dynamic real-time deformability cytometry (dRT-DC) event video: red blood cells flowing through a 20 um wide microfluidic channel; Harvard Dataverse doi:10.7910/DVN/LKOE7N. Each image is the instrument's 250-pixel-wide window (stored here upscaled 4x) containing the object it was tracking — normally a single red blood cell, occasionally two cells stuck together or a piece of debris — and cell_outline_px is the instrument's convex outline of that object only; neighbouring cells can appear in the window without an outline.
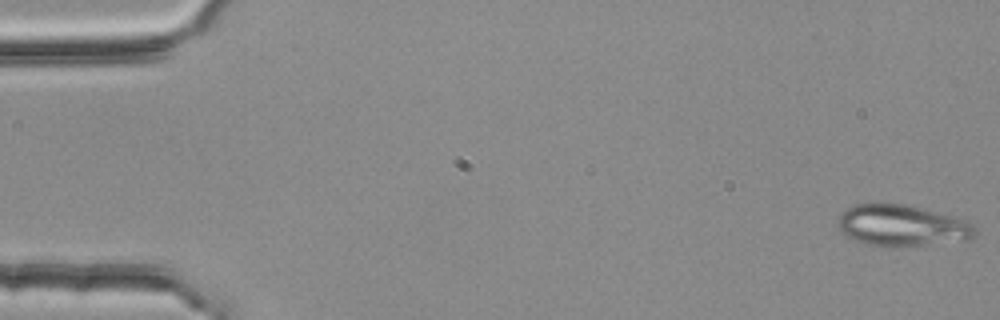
{"species": "common noctule bat (a hibernating species)", "species_latin": "Nyctalus noctula", "temperature_condition": "room temperature", "stored_images_in_passage": 4, "camera_frame_rate_fps": 3000, "um_per_image_px": 0.085, "animal": {"sex": "female", "body_mass_g": 25.1}, "frame": {"image": 1, "passage_image": 1, "time_ms": 0.0, "image_size_px": [1000, 320], "cell_outline_px": [[976, 232], [968, 240], [892, 248], [884, 248], [852, 240], [840, 228], [836, 216], [840, 212], [856, 204], [904, 204], [964, 220], [972, 224], [976, 228]], "centroid_in_image_um": [76.61, 19.2], "position_along_channel_um": 8.4, "area_um2": 32.83}}